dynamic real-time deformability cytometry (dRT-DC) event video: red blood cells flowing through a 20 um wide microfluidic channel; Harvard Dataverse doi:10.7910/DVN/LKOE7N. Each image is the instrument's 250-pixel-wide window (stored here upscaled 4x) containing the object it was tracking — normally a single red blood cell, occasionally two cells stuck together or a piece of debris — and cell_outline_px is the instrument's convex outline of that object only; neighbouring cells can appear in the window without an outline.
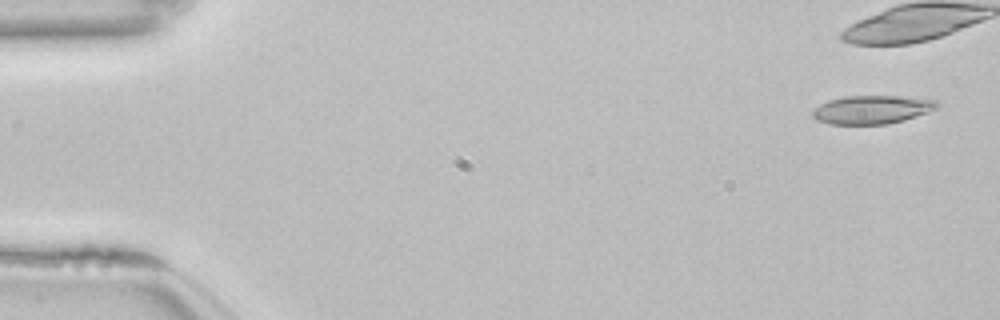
{"species": "common noctule bat (a hibernating species)", "species_latin": "Nyctalus noctula", "temperature_condition": "room temperature", "stored_images_in_passage": 15, "camera_frame_rate_fps": 3000, "um_per_image_px": 0.085, "animal": {"sex": "female", "body_mass_g": 22.7, "forearm_length_mm": 54.2}, "frame": {"image": 1, "passage_image": 3, "time_ms": 0.667, "image_size_px": [1000, 320], "cell_outline_px": [[940, 108], [904, 120], [888, 124], [828, 124], [816, 120], [812, 116], [812, 112], [820, 104], [828, 100], [844, 96], [900, 96], [936, 100], [940, 104]], "centroid_in_image_um": [74.13, 9.32], "position_along_channel_um": 10.9, "area_um2": 20.75}}